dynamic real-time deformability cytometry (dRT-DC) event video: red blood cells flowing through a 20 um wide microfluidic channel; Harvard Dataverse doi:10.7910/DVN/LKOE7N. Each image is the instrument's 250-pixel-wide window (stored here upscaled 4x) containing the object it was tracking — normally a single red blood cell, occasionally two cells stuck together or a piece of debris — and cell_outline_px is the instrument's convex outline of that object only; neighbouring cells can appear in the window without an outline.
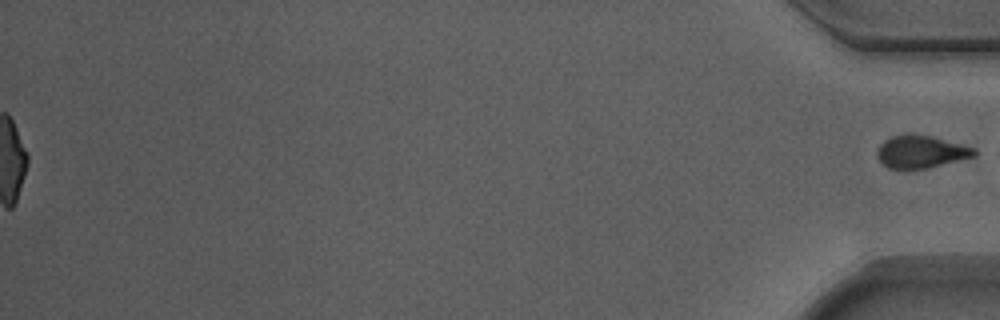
{"species": "Egyptian fruit bat (a non-hibernating species)", "species_latin": "Rousettus aegyptiacus", "temperature_condition": "warm", "stored_images_in_passage": 41, "segment_of_instrument_passage": [2, 2], "camera_frame_rate_fps": 3000, "um_per_image_px": 0.085, "animal": {"sex": "male"}, "frame": {"image": 1, "passage_image": 41, "time_ms": 13.333, "image_size_px": [1000, 320], "cell_outline_px": [[976, 156], [928, 168], [888, 168], [876, 156], [876, 152], [880, 144], [884, 140], [892, 136], [908, 132], [912, 132], [932, 136], [976, 148]], "centroid_in_image_um": [78.28, 12.86], "position_along_channel_um": 356.9, "area_um2": 18.61}}